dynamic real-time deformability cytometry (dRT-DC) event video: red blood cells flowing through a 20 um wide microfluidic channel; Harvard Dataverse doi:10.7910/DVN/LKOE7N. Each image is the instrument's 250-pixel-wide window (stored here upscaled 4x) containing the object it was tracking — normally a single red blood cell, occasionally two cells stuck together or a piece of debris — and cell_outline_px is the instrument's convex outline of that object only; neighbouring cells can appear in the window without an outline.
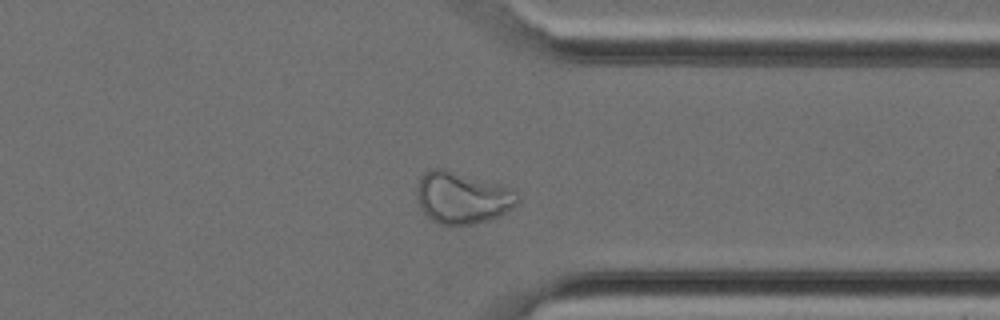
{"species": "Egyptian fruit bat (a non-hibernating species)", "species_latin": "Rousettus aegyptiacus", "temperature_condition": "cold", "stored_images_in_passage": 29, "camera_frame_rate_fps": 3000, "um_per_image_px": 0.085, "animal": {"sex": "female"}, "frame": {"image": 1, "passage_image": 21, "time_ms": 6.667, "image_size_px": [1000, 320], "cell_outline_px": [[520, 200], [512, 208], [500, 216], [476, 224], [440, 224], [432, 220], [420, 208], [416, 200], [416, 188], [420, 176], [424, 172], [432, 168], [440, 168], [500, 184], [516, 192], [520, 196]], "centroid_in_image_um": [39.27, 16.81], "position_along_channel_um": 372.1, "area_um2": 30.4}}
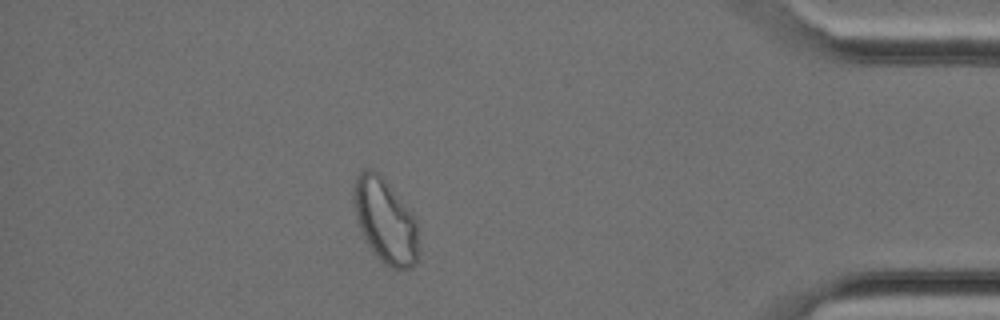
{"frame": {"image": 2, "passage_image": 25, "time_ms": 8.0, "image_size_px": [1000, 320], "cell_outline_px": [[416, 264], [412, 268], [392, 268], [384, 264], [372, 252], [364, 240], [352, 204], [352, 192], [356, 176], [364, 168], [372, 168], [380, 172], [416, 220]], "centroid_in_image_um": [32.67, 18.73], "position_along_channel_um": 402.5, "area_um2": 31.85}}